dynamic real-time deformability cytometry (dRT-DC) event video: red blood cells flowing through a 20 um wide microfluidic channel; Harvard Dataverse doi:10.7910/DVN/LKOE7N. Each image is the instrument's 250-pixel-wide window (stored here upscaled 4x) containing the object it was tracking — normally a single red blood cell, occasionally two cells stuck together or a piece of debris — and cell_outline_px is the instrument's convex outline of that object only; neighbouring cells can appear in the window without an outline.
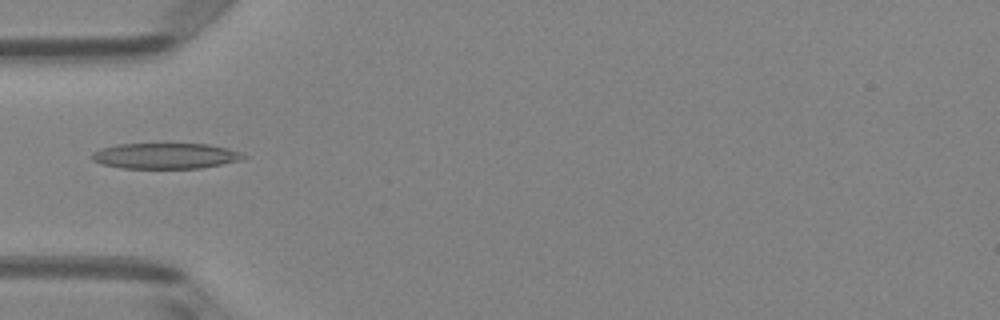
{"species": "Egyptian fruit bat (a non-hibernating species)", "species_latin": "Rousettus aegyptiacus", "temperature_condition": "room temperature", "stored_images_in_passage": 5, "camera_frame_rate_fps": 3000, "um_per_image_px": 0.085, "animal": {"sex": "female"}, "frame": {"image": 1, "passage_image": 4, "time_ms": 1.0, "image_size_px": [1000, 320], "cell_outline_px": [[248, 156], [240, 160], [200, 168], [124, 168], [100, 164], [92, 160], [92, 152], [100, 148], [116, 144], [208, 144], [228, 148], [240, 152]], "centroid_in_image_um": [14.03, 13.24], "position_along_channel_um": 71.0, "area_um2": 22.66}}
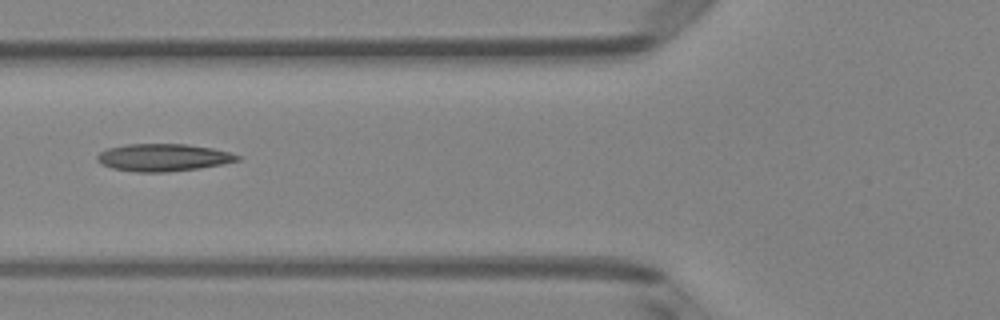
{"frame": {"image": 2, "passage_image": 5, "time_ms": 1.333, "image_size_px": [1000, 320], "cell_outline_px": [[244, 156], [240, 160], [200, 168], [164, 172], [136, 172], [112, 168], [100, 164], [96, 160], [96, 156], [100, 152], [108, 148], [128, 144], [188, 144], [212, 148]], "centroid_in_image_um": [13.87, 13.38], "position_along_channel_um": 111.9, "area_um2": 22.43}}